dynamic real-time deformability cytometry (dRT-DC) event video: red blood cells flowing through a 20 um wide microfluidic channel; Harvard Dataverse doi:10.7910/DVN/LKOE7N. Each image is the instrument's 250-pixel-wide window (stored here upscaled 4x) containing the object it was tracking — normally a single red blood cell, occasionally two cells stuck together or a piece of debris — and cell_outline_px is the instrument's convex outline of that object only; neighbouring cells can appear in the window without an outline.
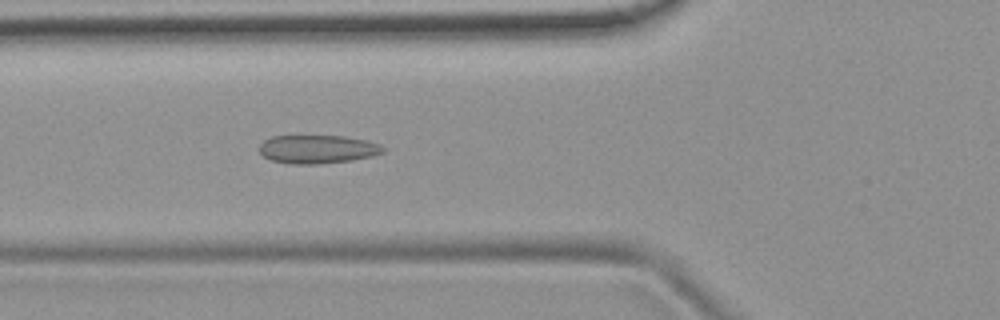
{"species": "common noctule bat (a hibernating species)", "species_latin": "Nyctalus noctula", "temperature_condition": "room temperature", "stored_images_in_passage": 47, "camera_frame_rate_fps": 3000, "um_per_image_px": 0.085, "animal": {"sex": "female", "body_mass_g": 19.9}, "frame": {"image": 1, "passage_image": 14, "time_ms": 4.333, "image_size_px": [1000, 320], "cell_outline_px": [[384, 152], [372, 156], [352, 160], [320, 164], [292, 164], [272, 160], [264, 156], [260, 152], [260, 144], [264, 140], [272, 136], [344, 136], [368, 140], [380, 144], [384, 148]], "centroid_in_image_um": [27.01, 12.68], "position_along_channel_um": 98.8, "area_um2": 20.52}}
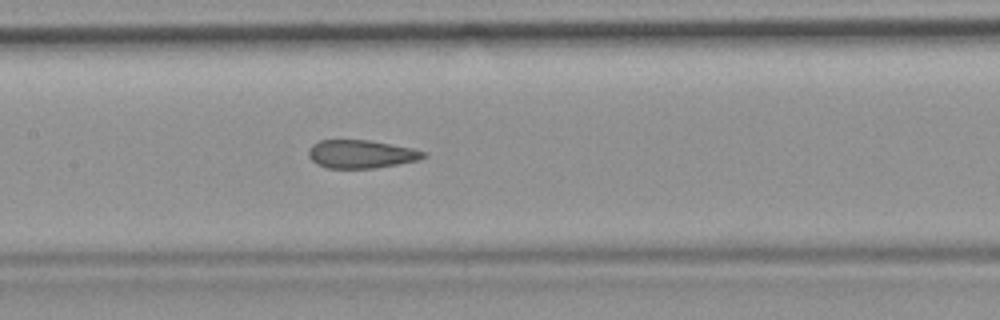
{"frame": {"image": 2, "passage_image": 20, "time_ms": 6.333, "image_size_px": [1000, 320], "cell_outline_px": [[428, 156], [420, 160], [376, 168], [328, 168], [316, 164], [308, 156], [308, 152], [312, 144], [320, 140], [368, 140], [412, 148], [428, 152]], "centroid_in_image_um": [30.73, 13.1], "position_along_channel_um": 176.7, "area_um2": 19.02}}
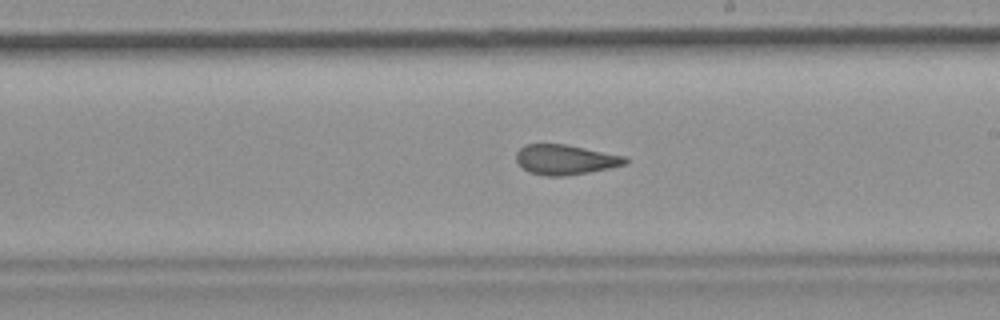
{"frame": {"image": 3, "passage_image": 25, "time_ms": 8.0, "image_size_px": [1000, 320], "cell_outline_px": [[628, 164], [588, 172], [564, 176], [544, 176], [528, 172], [516, 160], [516, 152], [524, 144], [564, 144], [628, 156]], "centroid_in_image_um": [48.07, 13.56], "position_along_channel_um": 240.9, "area_um2": 19.13}, "authors_computed_cell_mechanics": {"area_um2": 20.1722, "velocity_mm_per_s": 3.8784, "shape_relaxation_time_tau1_ms": null, "shape_relaxation_time_tau2_ms": 1.5433, "deformation_change_tau1": null, "deformation_change_tau2": 0.0849}}